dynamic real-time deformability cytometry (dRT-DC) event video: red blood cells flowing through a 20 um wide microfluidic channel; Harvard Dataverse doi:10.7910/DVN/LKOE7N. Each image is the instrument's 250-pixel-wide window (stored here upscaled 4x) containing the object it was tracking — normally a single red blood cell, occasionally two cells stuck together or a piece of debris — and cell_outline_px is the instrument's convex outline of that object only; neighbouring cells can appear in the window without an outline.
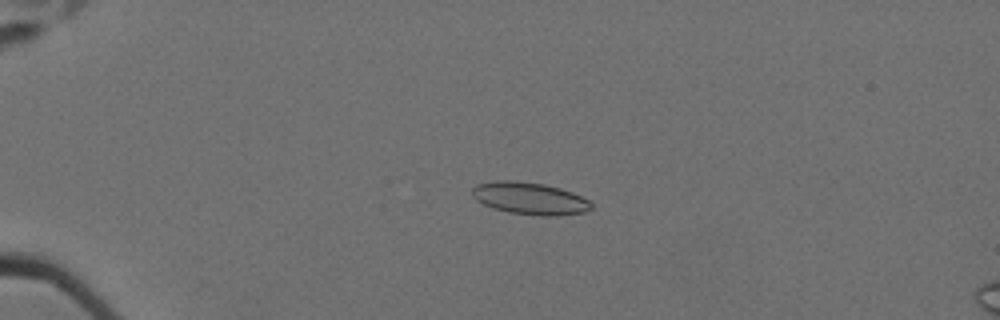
{"species": "Egyptian fruit bat (a non-hibernating species)", "species_latin": "Rousettus aegyptiacus", "temperature_condition": "cold", "stored_images_in_passage": 49, "camera_frame_rate_fps": 3000, "um_per_image_px": 0.085, "animal": {"sex": "female"}, "frame": {"image": 1, "passage_image": 16, "time_ms": 5.0, "image_size_px": [1000, 320], "cell_outline_px": [[592, 208], [584, 212], [556, 216], [540, 216], [508, 212], [492, 208], [476, 200], [472, 196], [472, 188], [476, 184], [496, 180], [516, 180], [544, 184], [560, 188], [572, 192], [588, 200], [592, 204]], "centroid_in_image_um": [45.0, 16.86], "position_along_channel_um": 40.0, "area_um2": 22.48}}
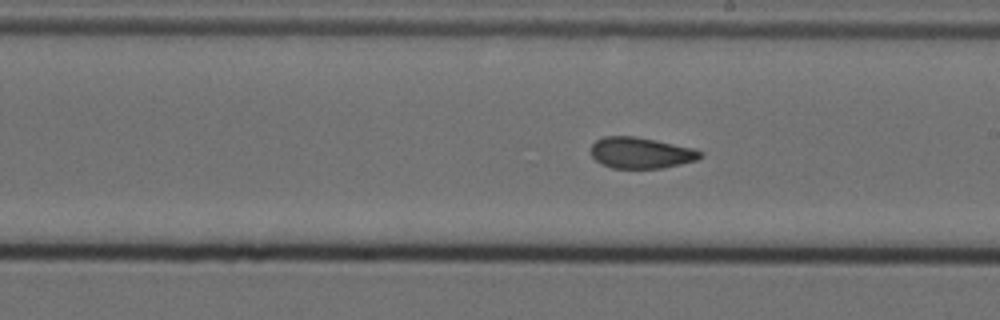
{"frame": {"image": 2, "passage_image": 37, "time_ms": 12.0, "image_size_px": [1000, 320], "cell_outline_px": [[704, 156], [696, 160], [680, 164], [660, 168], [612, 168], [600, 164], [588, 152], [592, 144], [596, 140], [604, 136], [636, 136], [692, 148], [704, 152]], "centroid_in_image_um": [54.44, 12.99], "position_along_channel_um": 234.6, "area_um2": 19.94}}
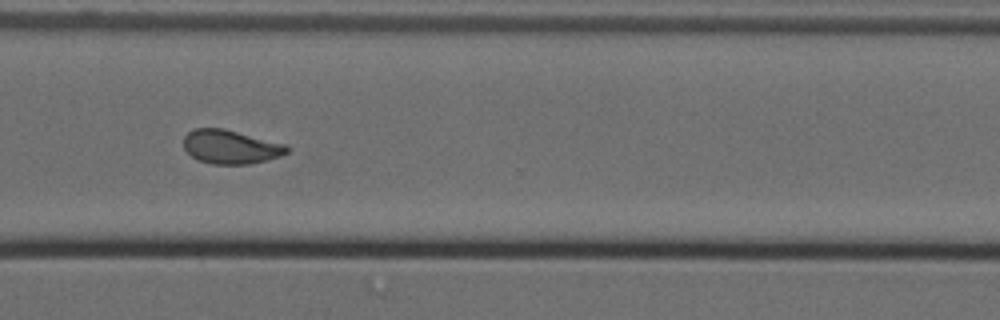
{"frame": {"image": 3, "passage_image": 47, "time_ms": 15.333, "image_size_px": [1000, 320], "cell_outline_px": [[288, 152], [280, 156], [268, 160], [248, 164], [212, 164], [196, 160], [184, 148], [184, 136], [188, 132], [196, 128], [224, 128], [288, 144]], "centroid_in_image_um": [19.62, 12.48], "position_along_channel_um": 351.0, "area_um2": 20.58}, "authors_computed_cell_mechanics": {"area_um2": 21.0392, "velocity_mm_per_s": 3.5109, "shape_relaxation_time_tau1_ms": null, "shape_relaxation_time_tau2_ms": 2.0727, "deformation_change_tau1": null, "deformation_change_tau2": 0.0826}}